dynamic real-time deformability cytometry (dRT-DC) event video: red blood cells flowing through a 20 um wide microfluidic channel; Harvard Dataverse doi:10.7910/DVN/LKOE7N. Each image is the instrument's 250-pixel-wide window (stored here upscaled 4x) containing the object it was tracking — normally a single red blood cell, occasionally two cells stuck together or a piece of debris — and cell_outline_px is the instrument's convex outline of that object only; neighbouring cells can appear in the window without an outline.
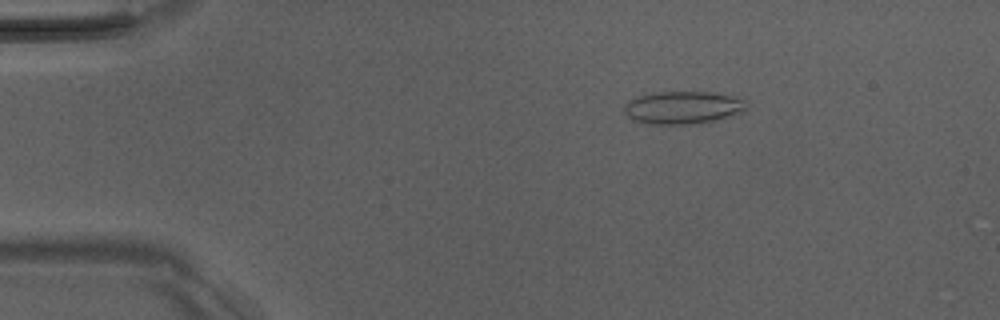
{"species": "Egyptian fruit bat (a non-hibernating species)", "species_latin": "Rousettus aegyptiacus", "temperature_condition": "room temperature", "stored_images_in_passage": 49, "camera_frame_rate_fps": 3000, "um_per_image_px": 0.085, "animal": {"sex": "male"}, "frame": {"image": 1, "passage_image": 9, "time_ms": 2.667, "image_size_px": [1000, 320], "cell_outline_px": [[744, 108], [740, 112], [716, 120], [700, 124], [648, 124], [632, 120], [624, 112], [624, 104], [628, 100], [636, 96], [656, 92], [712, 92], [732, 96], [744, 100]], "centroid_in_image_um": [57.96, 9.15], "position_along_channel_um": 27.0, "area_um2": 23.29}}
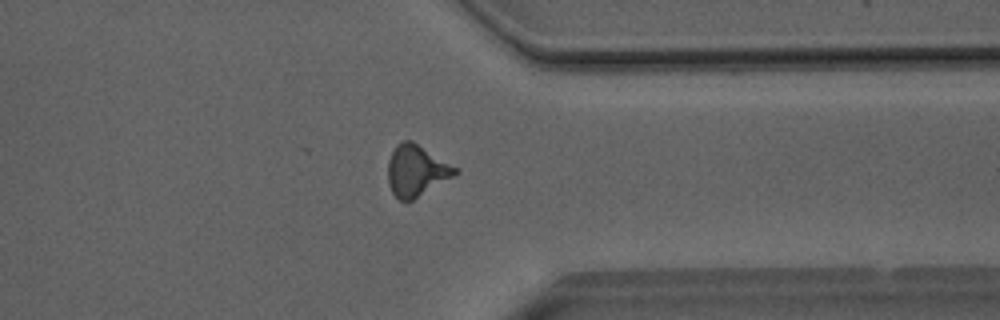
{"frame": {"image": 2, "passage_image": 40, "time_ms": 13.0, "image_size_px": [1000, 320], "cell_outline_px": [[460, 172], [412, 200], [400, 200], [392, 192], [388, 184], [388, 160], [396, 144], [404, 140], [412, 140], [460, 168]], "centroid_in_image_um": [35.41, 14.47], "position_along_channel_um": 376.0, "area_um2": 20.11}}
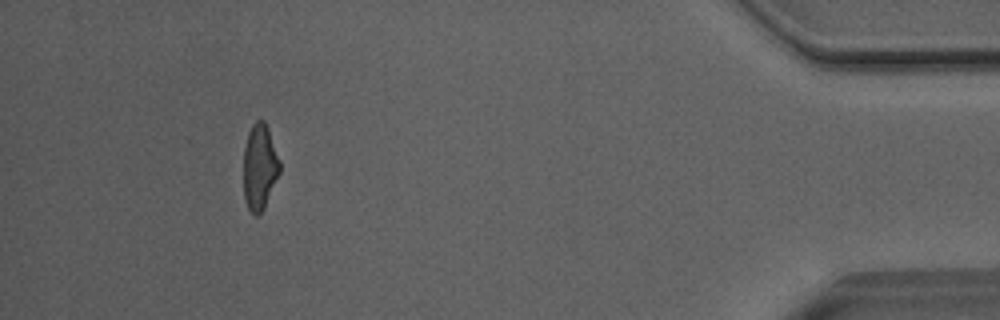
{"frame": {"image": 3, "passage_image": 47, "time_ms": 15.333, "image_size_px": [1000, 320], "cell_outline_px": [[280, 172], [264, 208], [256, 216], [248, 208], [244, 200], [244, 148], [248, 132], [252, 124], [256, 120], [264, 120], [268, 128], [280, 160]], "centroid_in_image_um": [22.07, 14.17], "position_along_channel_um": 413.1, "area_um2": 18.09}}